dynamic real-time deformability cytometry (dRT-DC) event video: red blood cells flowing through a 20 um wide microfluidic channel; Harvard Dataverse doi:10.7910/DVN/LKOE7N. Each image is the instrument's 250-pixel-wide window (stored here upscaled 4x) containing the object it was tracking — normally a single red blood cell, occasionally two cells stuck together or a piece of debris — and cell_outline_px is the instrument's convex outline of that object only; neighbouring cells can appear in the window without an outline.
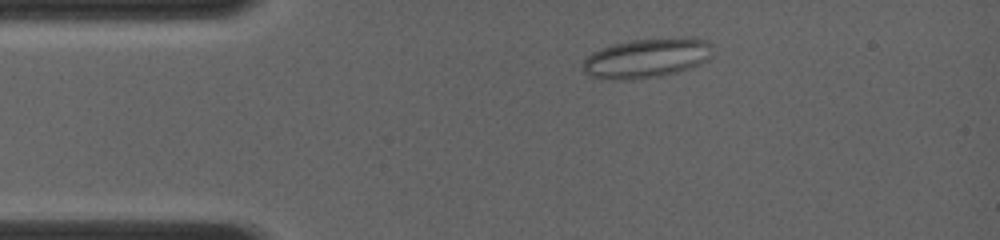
{"species": "common noctule bat (a hibernating species)", "species_latin": "Nyctalus noctula", "temperature_condition": "room temperature", "stored_images_in_passage": 23, "camera_frame_rate_fps": 4000, "um_per_image_px": 0.085, "animal": {"sex": "female", "body_mass_g": 19.0, "forearm_length_mm": 56.7}, "frame": {"image": 1, "passage_image": 3, "time_ms": 1.0, "image_size_px": [1000, 240], "cell_outline_px": [[712, 56], [708, 60], [700, 64], [676, 72], [660, 76], [628, 80], [600, 80], [588, 76], [580, 68], [584, 60], [592, 52], [600, 48], [612, 44], [632, 40], [688, 36], [696, 36], [708, 40], [712, 44]], "centroid_in_image_um": [54.97, 4.93], "position_along_channel_um": 30.0, "area_um2": 30.75}}
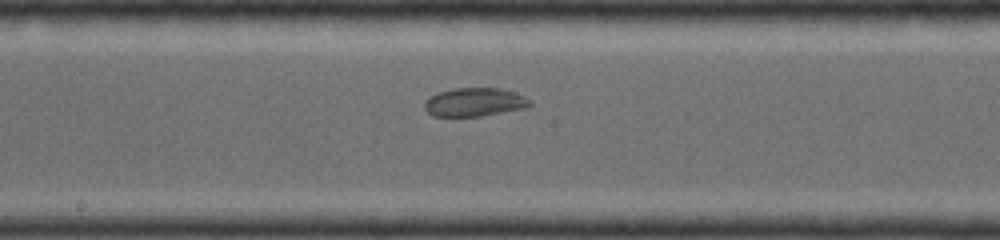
{"frame": {"image": 2, "passage_image": 12, "time_ms": 6.0, "image_size_px": [1000, 240], "cell_outline_px": [[532, 104], [528, 108], [480, 116], [432, 116], [424, 108], [424, 104], [428, 96], [436, 92], [452, 88], [500, 88], [516, 92], [532, 100]], "centroid_in_image_um": [40.35, 8.67], "position_along_channel_um": 207.9, "area_um2": 17.86}}
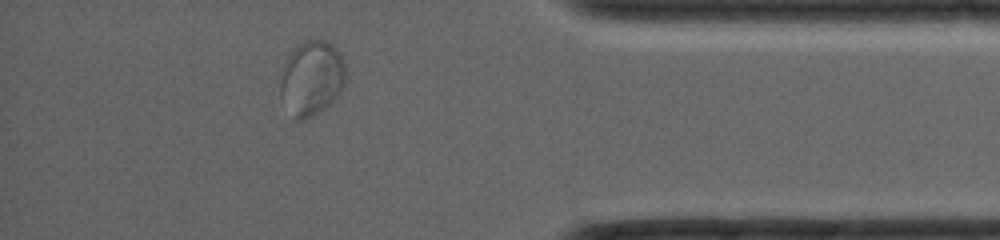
{"frame": {"image": 3, "passage_image": 21, "time_ms": 11.0, "image_size_px": [1000, 240], "cell_outline_px": [[344, 84], [340, 92], [324, 108], [304, 120], [296, 120], [280, 96], [280, 84], [284, 64], [288, 56], [304, 40], [328, 40], [340, 52], [344, 64]], "centroid_in_image_um": [26.49, 6.62], "position_along_channel_um": 408.7, "area_um2": 27.98}}